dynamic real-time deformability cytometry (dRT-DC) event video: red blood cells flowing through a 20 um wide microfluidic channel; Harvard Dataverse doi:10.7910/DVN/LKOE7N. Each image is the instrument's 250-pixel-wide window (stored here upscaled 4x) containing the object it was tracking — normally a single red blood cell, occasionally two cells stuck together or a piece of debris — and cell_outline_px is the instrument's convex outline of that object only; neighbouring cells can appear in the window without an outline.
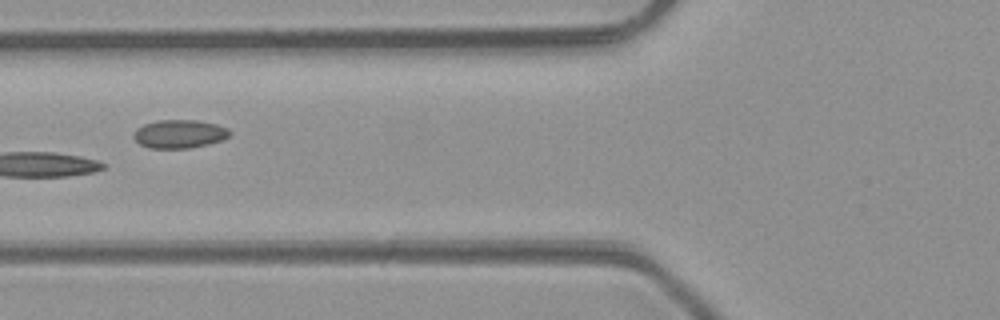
{"species": "common noctule bat (a hibernating species)", "species_latin": "Nyctalus noctula", "temperature_condition": "room temperature", "stored_images_in_passage": 7, "camera_frame_rate_fps": 3000, "um_per_image_px": 0.085, "animal": {"sex": "male", "body_mass_g": 23.1, "forearm_length_mm": 52.7}, "frame": {"image": 1, "passage_image": 6, "time_ms": 6.667, "image_size_px": [1000, 320], "cell_outline_px": [[232, 132], [228, 136], [220, 140], [208, 144], [188, 148], [148, 148], [140, 144], [132, 136], [136, 128], [144, 124], [156, 120], [196, 120], [216, 124], [228, 128]], "centroid_in_image_um": [15.22, 11.38], "position_along_channel_um": 110.6, "area_um2": 15.9}}
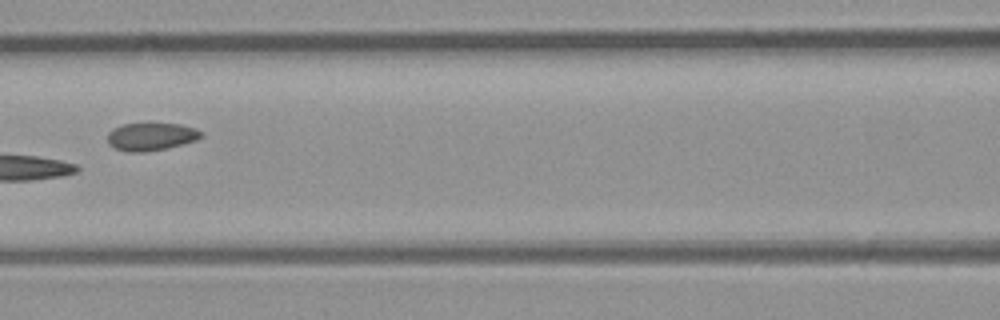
{"frame": {"image": 2, "passage_image": 7, "time_ms": 7.667, "image_size_px": [1000, 320], "cell_outline_px": [[204, 136], [196, 140], [164, 148], [144, 152], [128, 152], [116, 148], [108, 144], [108, 132], [112, 128], [124, 124], [148, 120], [180, 124], [196, 128], [204, 132]], "centroid_in_image_um": [12.85, 11.54], "position_along_channel_um": 153.8, "area_um2": 15.84}}